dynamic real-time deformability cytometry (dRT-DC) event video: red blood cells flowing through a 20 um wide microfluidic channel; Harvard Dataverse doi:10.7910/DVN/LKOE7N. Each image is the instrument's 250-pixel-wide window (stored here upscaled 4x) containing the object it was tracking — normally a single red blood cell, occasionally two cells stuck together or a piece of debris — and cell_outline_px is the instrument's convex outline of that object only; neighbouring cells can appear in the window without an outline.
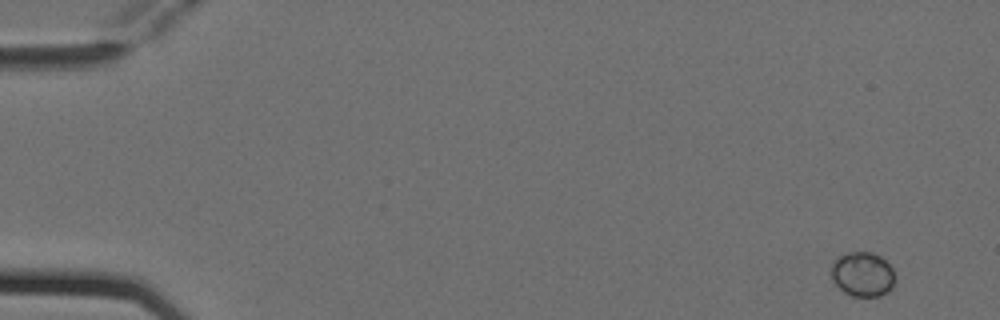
{"species": "Egyptian fruit bat (a non-hibernating species)", "species_latin": "Rousettus aegyptiacus", "temperature_condition": "cold", "stored_images_in_passage": 5, "segment_of_instrument_passage": [2, 2], "camera_frame_rate_fps": 3000, "um_per_image_px": 0.085, "animal": {"sex": "female"}, "frame": {"image": 1, "passage_image": 5, "time_ms": 1.333, "image_size_px": [1000, 320], "cell_outline_px": [[892, 288], [888, 292], [880, 296], [852, 296], [844, 292], [832, 280], [832, 260], [836, 256], [848, 252], [872, 252], [880, 256], [892, 268]], "centroid_in_image_um": [73.28, 23.3], "position_along_channel_um": 11.7, "area_um2": 16.47}}